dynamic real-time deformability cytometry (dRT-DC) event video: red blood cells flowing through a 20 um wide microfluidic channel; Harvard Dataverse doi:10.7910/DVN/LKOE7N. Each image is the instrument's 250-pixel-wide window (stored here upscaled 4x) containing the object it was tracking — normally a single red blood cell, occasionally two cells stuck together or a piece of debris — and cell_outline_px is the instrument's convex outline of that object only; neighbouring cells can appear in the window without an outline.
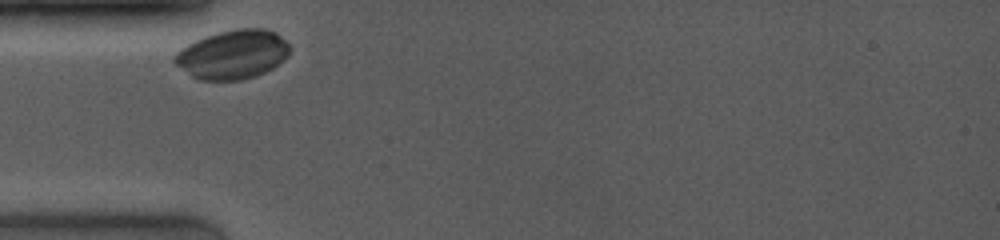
{"species": "common noctule bat (a hibernating species)", "species_latin": "Nyctalus noctula", "temperature_condition": "room temperature", "stored_images_in_passage": 9, "camera_frame_rate_fps": 4000, "um_per_image_px": 0.085, "animal": {"sex": "female", "body_mass_g": 19.0, "forearm_length_mm": 53.3}, "frame": {"image": 1, "passage_image": 1, "time_ms": 0.0, "image_size_px": [1000, 240], "cell_outline_px": [[288, 56], [284, 60], [272, 68], [256, 76], [240, 80], [200, 80], [192, 76], [176, 64], [172, 60], [176, 52], [188, 44], [204, 36], [236, 28], [264, 28], [276, 32], [288, 44]], "centroid_in_image_um": [19.77, 4.62], "position_along_channel_um": 65.2, "area_um2": 32.71}}